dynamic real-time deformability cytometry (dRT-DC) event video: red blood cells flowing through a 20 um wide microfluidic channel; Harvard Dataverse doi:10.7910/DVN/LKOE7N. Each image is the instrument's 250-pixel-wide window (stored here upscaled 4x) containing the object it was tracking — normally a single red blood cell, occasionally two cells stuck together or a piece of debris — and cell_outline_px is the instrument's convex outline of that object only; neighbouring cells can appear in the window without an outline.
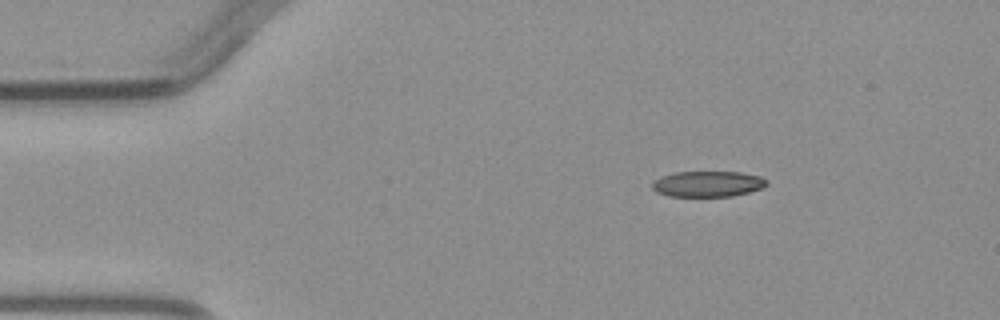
{"species": "common noctule bat (a hibernating species)", "species_latin": "Nyctalus noctula", "temperature_condition": "warm", "stored_images_in_passage": 4, "camera_frame_rate_fps": 3000, "um_per_image_px": 0.085, "animal": {"sex": "male", "body_mass_g": 23.1, "forearm_length_mm": 52.7}, "frame": {"image": 1, "passage_image": 1, "time_ms": 0.0, "image_size_px": [1000, 320], "cell_outline_px": [[768, 184], [764, 188], [732, 196], [668, 196], [656, 192], [652, 188], [652, 184], [660, 176], [676, 172], [740, 172], [760, 176], [768, 180]], "centroid_in_image_um": [60.18, 15.63], "position_along_channel_um": 24.8, "area_um2": 17.22}}
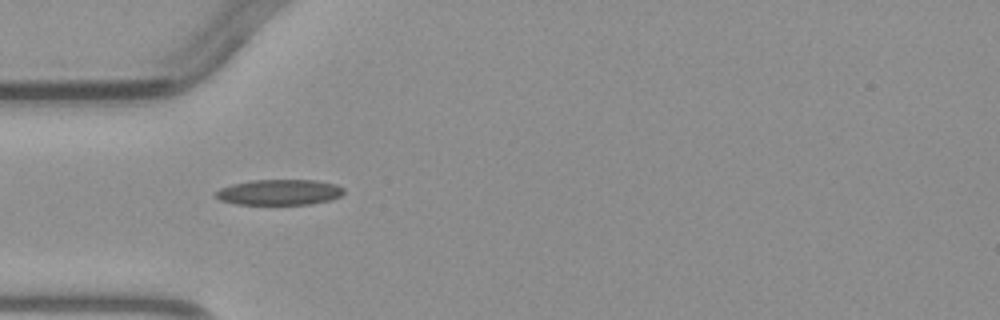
{"frame": {"image": 2, "passage_image": 3, "time_ms": 2.333, "image_size_px": [1000, 320], "cell_outline_px": [[344, 192], [340, 196], [332, 200], [312, 204], [236, 204], [220, 200], [216, 196], [216, 192], [220, 188], [232, 184], [252, 180], [316, 180], [336, 184], [344, 188]], "centroid_in_image_um": [23.78, 16.34], "position_along_channel_um": 61.2, "area_um2": 19.13}}
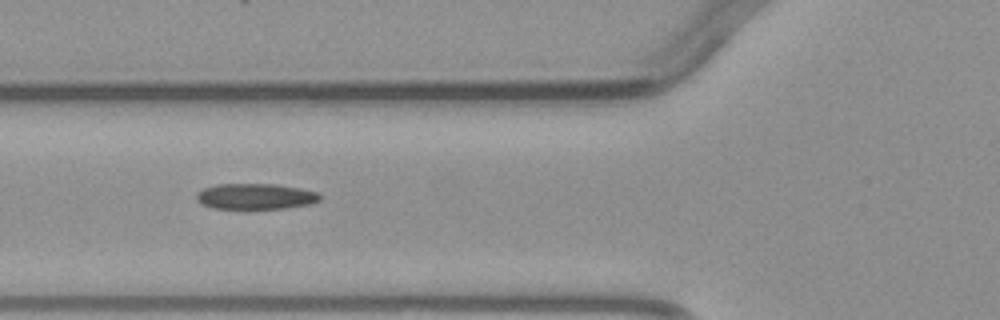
{"frame": {"image": 3, "passage_image": 4, "time_ms": 3.333, "image_size_px": [1000, 320], "cell_outline_px": [[320, 200], [308, 204], [284, 208], [212, 208], [200, 204], [196, 200], [196, 192], [204, 188], [216, 184], [276, 184], [300, 188], [316, 192], [320, 196]], "centroid_in_image_um": [21.65, 16.68], "position_along_channel_um": 104.1, "area_um2": 18.44}}